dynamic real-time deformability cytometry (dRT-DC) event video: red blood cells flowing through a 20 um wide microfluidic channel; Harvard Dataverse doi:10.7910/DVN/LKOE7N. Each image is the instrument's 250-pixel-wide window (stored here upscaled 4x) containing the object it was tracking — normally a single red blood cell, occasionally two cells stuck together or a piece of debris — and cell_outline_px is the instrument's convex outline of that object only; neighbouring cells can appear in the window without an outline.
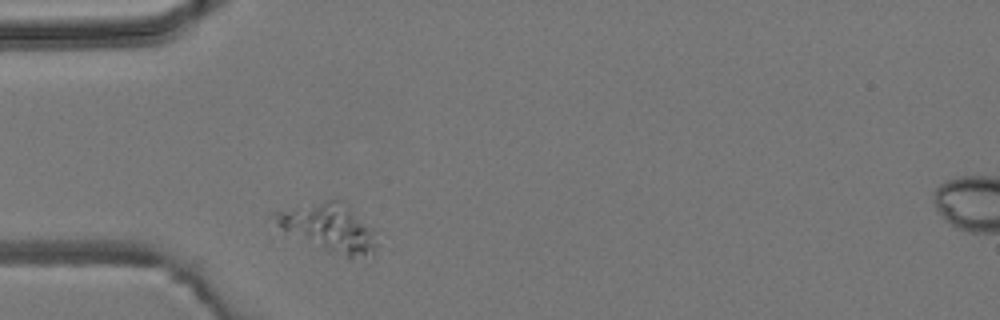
{"species": "common noctule bat (a hibernating species)", "species_latin": "Nyctalus noctula", "temperature_condition": "room temperature", "stored_images_in_passage": 1, "camera_frame_rate_fps": 3000, "um_per_image_px": 0.085, "animal": {"sex": "male", "body_mass_g": 19.2, "forearm_length_mm": 51.8}, "frame": {"image": 1, "passage_image": 1, "time_ms": 0.0, "image_size_px": [1000, 320], "cell_outline_px": [[380, 244], [372, 252], [348, 260], [268, 236], [268, 212], [332, 196], [336, 196], [344, 200], [372, 228]], "centroid_in_image_um": [27.56, 19.38], "position_along_channel_um": 57.4, "area_um2": 33.7}}